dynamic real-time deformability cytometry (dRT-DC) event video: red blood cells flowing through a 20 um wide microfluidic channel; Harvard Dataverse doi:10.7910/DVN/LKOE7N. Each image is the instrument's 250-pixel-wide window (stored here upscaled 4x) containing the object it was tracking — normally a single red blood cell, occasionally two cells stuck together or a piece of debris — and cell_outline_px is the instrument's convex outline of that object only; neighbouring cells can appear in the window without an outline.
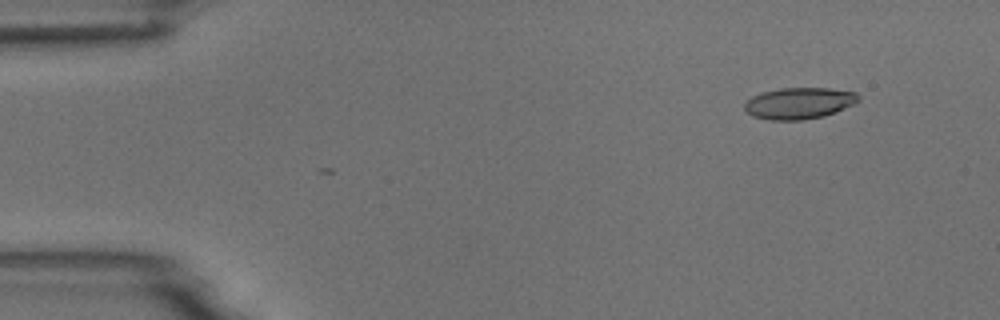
{"species": "common noctule bat (a hibernating species)", "species_latin": "Nyctalus noctula", "temperature_condition": "room temperature", "stored_images_in_passage": 5, "camera_frame_rate_fps": 3000, "um_per_image_px": 0.085, "animal": {"sex": "male", "body_mass_g": 18.8}, "frame": {"image": 1, "passage_image": 2, "time_ms": 1.333, "image_size_px": [1000, 320], "cell_outline_px": [[860, 100], [844, 108], [824, 116], [804, 120], [768, 120], [752, 116], [744, 108], [744, 104], [752, 96], [764, 92], [780, 88], [828, 88], [856, 92], [860, 96]], "centroid_in_image_um": [67.92, 8.77], "position_along_channel_um": 17.1, "area_um2": 20.81}}
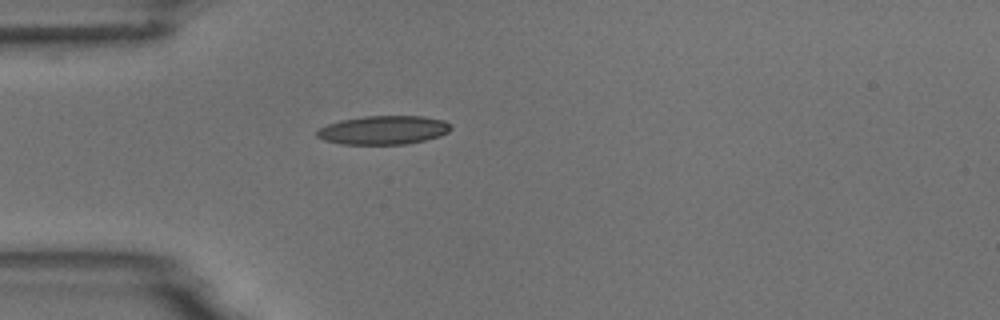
{"frame": {"image": 2, "passage_image": 5, "time_ms": 4.667, "image_size_px": [1000, 320], "cell_outline_px": [[452, 128], [448, 132], [440, 136], [424, 140], [404, 144], [340, 144], [324, 140], [316, 136], [316, 128], [340, 120], [364, 116], [424, 116], [444, 120], [452, 124]], "centroid_in_image_um": [32.58, 11.05], "position_along_channel_um": 52.4, "area_um2": 22.6}}